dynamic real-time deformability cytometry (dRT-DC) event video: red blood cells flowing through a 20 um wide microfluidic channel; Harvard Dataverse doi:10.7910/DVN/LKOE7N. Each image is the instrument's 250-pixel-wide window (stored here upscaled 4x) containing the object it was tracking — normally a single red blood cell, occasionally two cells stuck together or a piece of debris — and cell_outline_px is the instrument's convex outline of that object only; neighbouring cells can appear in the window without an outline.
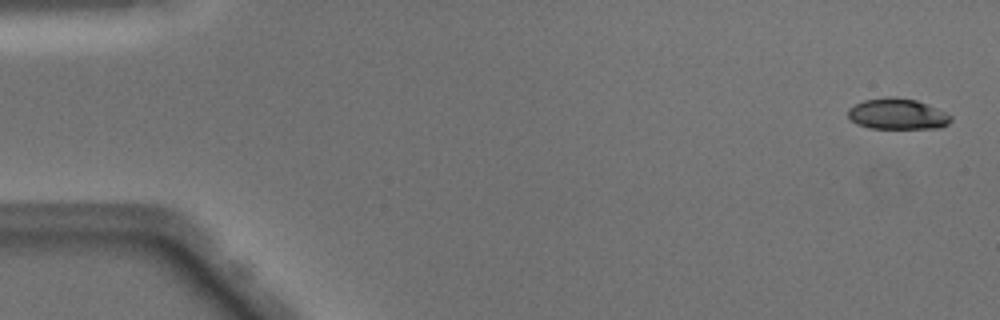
{"species": "Egyptian fruit bat (a non-hibernating species)", "species_latin": "Rousettus aegyptiacus", "temperature_condition": "warm", "stored_images_in_passage": 50, "camera_frame_rate_fps": 3000, "um_per_image_px": 0.085, "animal": {"sex": "male"}, "frame": {"image": 1, "passage_image": 2, "time_ms": 0.333, "image_size_px": [1000, 320], "cell_outline_px": [[952, 120], [948, 124], [940, 128], [868, 128], [856, 124], [848, 116], [848, 108], [864, 100], [888, 96], [896, 96], [916, 100], [936, 108], [952, 116]], "centroid_in_image_um": [76.27, 9.69], "position_along_channel_um": 8.7, "area_um2": 18.55}}
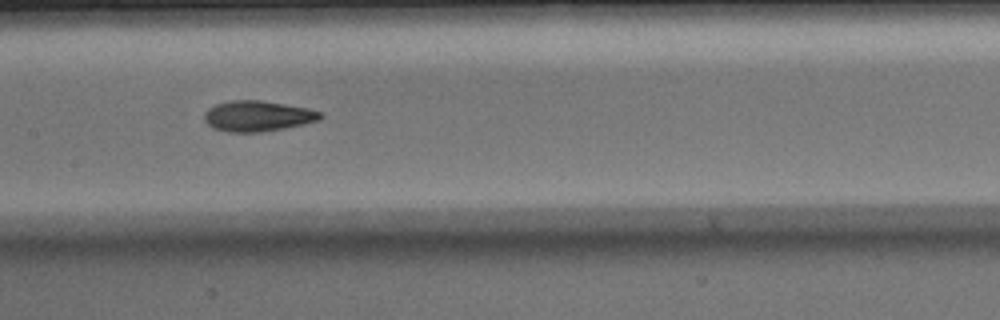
{"frame": {"image": 2, "passage_image": 25, "time_ms": 8.0, "image_size_px": [1000, 320], "cell_outline_px": [[324, 116], [320, 120], [304, 124], [284, 128], [260, 132], [228, 132], [212, 128], [204, 120], [204, 112], [208, 108], [216, 104], [232, 100], [260, 100], [308, 108], [324, 112]], "centroid_in_image_um": [21.92, 9.86], "position_along_channel_um": 185.5, "area_um2": 20.87}}
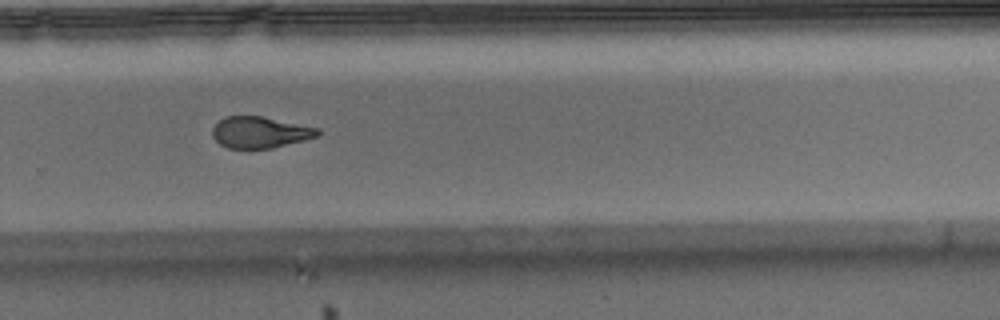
{"frame": {"image": 3, "passage_image": 34, "time_ms": 11.0, "image_size_px": [1000, 320], "cell_outline_px": [[320, 136], [272, 148], [228, 148], [220, 144], [212, 136], [212, 128], [224, 116], [260, 116], [320, 128]], "centroid_in_image_um": [22.11, 11.24], "position_along_channel_um": 307.7, "area_um2": 19.19}, "authors_computed_cell_mechanics": {"area_um2": 20.1722, "velocity_mm_per_s": 4.0929, "shape_relaxation_time_tau1_ms": null, "shape_relaxation_time_tau2_ms": 2.3789, "deformation_change_tau1": null, "deformation_change_tau2": 0.0997}}